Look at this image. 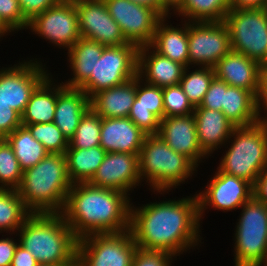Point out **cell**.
<instances>
[{"label":"cell","instance_id":"23","mask_svg":"<svg viewBox=\"0 0 267 266\" xmlns=\"http://www.w3.org/2000/svg\"><path fill=\"white\" fill-rule=\"evenodd\" d=\"M261 65L243 54L231 51L214 66L215 76L229 86L243 88L255 97L259 91Z\"/></svg>","mask_w":267,"mask_h":266},{"label":"cell","instance_id":"1","mask_svg":"<svg viewBox=\"0 0 267 266\" xmlns=\"http://www.w3.org/2000/svg\"><path fill=\"white\" fill-rule=\"evenodd\" d=\"M200 224L196 194L137 207L131 202L129 230L140 249L164 251L177 258L202 244Z\"/></svg>","mask_w":267,"mask_h":266},{"label":"cell","instance_id":"11","mask_svg":"<svg viewBox=\"0 0 267 266\" xmlns=\"http://www.w3.org/2000/svg\"><path fill=\"white\" fill-rule=\"evenodd\" d=\"M37 59H24L13 66L0 68V101L10 105L20 115L32 92L50 74L46 64Z\"/></svg>","mask_w":267,"mask_h":266},{"label":"cell","instance_id":"47","mask_svg":"<svg viewBox=\"0 0 267 266\" xmlns=\"http://www.w3.org/2000/svg\"><path fill=\"white\" fill-rule=\"evenodd\" d=\"M254 196L267 205V167L258 176L253 186Z\"/></svg>","mask_w":267,"mask_h":266},{"label":"cell","instance_id":"37","mask_svg":"<svg viewBox=\"0 0 267 266\" xmlns=\"http://www.w3.org/2000/svg\"><path fill=\"white\" fill-rule=\"evenodd\" d=\"M25 127L37 141L43 144L48 153L65 154L69 147V142L54 122L28 124Z\"/></svg>","mask_w":267,"mask_h":266},{"label":"cell","instance_id":"16","mask_svg":"<svg viewBox=\"0 0 267 266\" xmlns=\"http://www.w3.org/2000/svg\"><path fill=\"white\" fill-rule=\"evenodd\" d=\"M78 13L79 32L82 38L99 42L105 47L129 42L120 26L110 16L103 0H72Z\"/></svg>","mask_w":267,"mask_h":266},{"label":"cell","instance_id":"2","mask_svg":"<svg viewBox=\"0 0 267 266\" xmlns=\"http://www.w3.org/2000/svg\"><path fill=\"white\" fill-rule=\"evenodd\" d=\"M131 200L121 191L75 183L60 214L78 239L95 233H119L130 229Z\"/></svg>","mask_w":267,"mask_h":266},{"label":"cell","instance_id":"34","mask_svg":"<svg viewBox=\"0 0 267 266\" xmlns=\"http://www.w3.org/2000/svg\"><path fill=\"white\" fill-rule=\"evenodd\" d=\"M191 68H193L191 71L189 66L185 68L179 85L191 104L196 107L200 105L209 89L215 77V70L214 67H195V70L194 66Z\"/></svg>","mask_w":267,"mask_h":266},{"label":"cell","instance_id":"43","mask_svg":"<svg viewBox=\"0 0 267 266\" xmlns=\"http://www.w3.org/2000/svg\"><path fill=\"white\" fill-rule=\"evenodd\" d=\"M23 17L30 22L34 17L48 8L59 4L62 0H18Z\"/></svg>","mask_w":267,"mask_h":266},{"label":"cell","instance_id":"20","mask_svg":"<svg viewBox=\"0 0 267 266\" xmlns=\"http://www.w3.org/2000/svg\"><path fill=\"white\" fill-rule=\"evenodd\" d=\"M185 66L160 55L150 45L138 49L137 76L157 87L174 86L180 83Z\"/></svg>","mask_w":267,"mask_h":266},{"label":"cell","instance_id":"41","mask_svg":"<svg viewBox=\"0 0 267 266\" xmlns=\"http://www.w3.org/2000/svg\"><path fill=\"white\" fill-rule=\"evenodd\" d=\"M228 87L229 85L226 82H223L215 76L209 86V89L204 95L202 102L195 108H207L222 111L224 92Z\"/></svg>","mask_w":267,"mask_h":266},{"label":"cell","instance_id":"28","mask_svg":"<svg viewBox=\"0 0 267 266\" xmlns=\"http://www.w3.org/2000/svg\"><path fill=\"white\" fill-rule=\"evenodd\" d=\"M52 73L32 92L24 112L21 114L22 126L28 124L51 123L57 103V84Z\"/></svg>","mask_w":267,"mask_h":266},{"label":"cell","instance_id":"25","mask_svg":"<svg viewBox=\"0 0 267 266\" xmlns=\"http://www.w3.org/2000/svg\"><path fill=\"white\" fill-rule=\"evenodd\" d=\"M169 17H163L158 23L150 46L160 55L188 67V21L182 20L181 24L172 26L167 23Z\"/></svg>","mask_w":267,"mask_h":266},{"label":"cell","instance_id":"19","mask_svg":"<svg viewBox=\"0 0 267 266\" xmlns=\"http://www.w3.org/2000/svg\"><path fill=\"white\" fill-rule=\"evenodd\" d=\"M128 118L146 135H157L164 118L163 88L136 76V97Z\"/></svg>","mask_w":267,"mask_h":266},{"label":"cell","instance_id":"31","mask_svg":"<svg viewBox=\"0 0 267 266\" xmlns=\"http://www.w3.org/2000/svg\"><path fill=\"white\" fill-rule=\"evenodd\" d=\"M5 139L11 145L22 171L32 168L49 153L25 126H20Z\"/></svg>","mask_w":267,"mask_h":266},{"label":"cell","instance_id":"49","mask_svg":"<svg viewBox=\"0 0 267 266\" xmlns=\"http://www.w3.org/2000/svg\"><path fill=\"white\" fill-rule=\"evenodd\" d=\"M136 4L144 5L158 11L163 17L170 14L161 6L160 0H130Z\"/></svg>","mask_w":267,"mask_h":266},{"label":"cell","instance_id":"13","mask_svg":"<svg viewBox=\"0 0 267 266\" xmlns=\"http://www.w3.org/2000/svg\"><path fill=\"white\" fill-rule=\"evenodd\" d=\"M27 29L67 51L81 38L78 13L72 0H62L37 15L28 23Z\"/></svg>","mask_w":267,"mask_h":266},{"label":"cell","instance_id":"30","mask_svg":"<svg viewBox=\"0 0 267 266\" xmlns=\"http://www.w3.org/2000/svg\"><path fill=\"white\" fill-rule=\"evenodd\" d=\"M107 152L101 146L89 149L67 148L65 158L69 178L73 184L88 183L104 160Z\"/></svg>","mask_w":267,"mask_h":266},{"label":"cell","instance_id":"14","mask_svg":"<svg viewBox=\"0 0 267 266\" xmlns=\"http://www.w3.org/2000/svg\"><path fill=\"white\" fill-rule=\"evenodd\" d=\"M209 183V184H208ZM199 219L202 223L205 210L210 207L213 210L229 212L240 209L253 196V185L242 179L221 172L216 168L215 174L208 180L207 186L197 193ZM209 206V207H208Z\"/></svg>","mask_w":267,"mask_h":266},{"label":"cell","instance_id":"51","mask_svg":"<svg viewBox=\"0 0 267 266\" xmlns=\"http://www.w3.org/2000/svg\"><path fill=\"white\" fill-rule=\"evenodd\" d=\"M11 30L0 20V41L1 38L4 36L6 37L8 34H11Z\"/></svg>","mask_w":267,"mask_h":266},{"label":"cell","instance_id":"29","mask_svg":"<svg viewBox=\"0 0 267 266\" xmlns=\"http://www.w3.org/2000/svg\"><path fill=\"white\" fill-rule=\"evenodd\" d=\"M222 112L235 127H246L259 122L256 97L248 90L229 86L224 92Z\"/></svg>","mask_w":267,"mask_h":266},{"label":"cell","instance_id":"18","mask_svg":"<svg viewBox=\"0 0 267 266\" xmlns=\"http://www.w3.org/2000/svg\"><path fill=\"white\" fill-rule=\"evenodd\" d=\"M158 136L170 148L185 155L197 167L209 156L201 149L193 113L184 116L164 117L160 120Z\"/></svg>","mask_w":267,"mask_h":266},{"label":"cell","instance_id":"3","mask_svg":"<svg viewBox=\"0 0 267 266\" xmlns=\"http://www.w3.org/2000/svg\"><path fill=\"white\" fill-rule=\"evenodd\" d=\"M16 236L40 265L76 266L78 238L60 213H32Z\"/></svg>","mask_w":267,"mask_h":266},{"label":"cell","instance_id":"36","mask_svg":"<svg viewBox=\"0 0 267 266\" xmlns=\"http://www.w3.org/2000/svg\"><path fill=\"white\" fill-rule=\"evenodd\" d=\"M22 174L23 171L11 145L5 138H0V189L17 190Z\"/></svg>","mask_w":267,"mask_h":266},{"label":"cell","instance_id":"24","mask_svg":"<svg viewBox=\"0 0 267 266\" xmlns=\"http://www.w3.org/2000/svg\"><path fill=\"white\" fill-rule=\"evenodd\" d=\"M193 115L199 145L211 157L215 150L227 143L235 126L222 111L195 108Z\"/></svg>","mask_w":267,"mask_h":266},{"label":"cell","instance_id":"39","mask_svg":"<svg viewBox=\"0 0 267 266\" xmlns=\"http://www.w3.org/2000/svg\"><path fill=\"white\" fill-rule=\"evenodd\" d=\"M0 20L13 34L24 29L26 31L29 23L23 17L18 0H0Z\"/></svg>","mask_w":267,"mask_h":266},{"label":"cell","instance_id":"12","mask_svg":"<svg viewBox=\"0 0 267 266\" xmlns=\"http://www.w3.org/2000/svg\"><path fill=\"white\" fill-rule=\"evenodd\" d=\"M189 67H214L232 51L227 25L221 22L188 21Z\"/></svg>","mask_w":267,"mask_h":266},{"label":"cell","instance_id":"32","mask_svg":"<svg viewBox=\"0 0 267 266\" xmlns=\"http://www.w3.org/2000/svg\"><path fill=\"white\" fill-rule=\"evenodd\" d=\"M229 10V0H184L173 14L186 21L221 22Z\"/></svg>","mask_w":267,"mask_h":266},{"label":"cell","instance_id":"45","mask_svg":"<svg viewBox=\"0 0 267 266\" xmlns=\"http://www.w3.org/2000/svg\"><path fill=\"white\" fill-rule=\"evenodd\" d=\"M256 103L260 114L263 117L267 115V64L261 65L260 68L259 91L256 96ZM261 112H264V115Z\"/></svg>","mask_w":267,"mask_h":266},{"label":"cell","instance_id":"22","mask_svg":"<svg viewBox=\"0 0 267 266\" xmlns=\"http://www.w3.org/2000/svg\"><path fill=\"white\" fill-rule=\"evenodd\" d=\"M90 109V98L81 89L57 83V103L54 124L69 142L75 135L83 115Z\"/></svg>","mask_w":267,"mask_h":266},{"label":"cell","instance_id":"8","mask_svg":"<svg viewBox=\"0 0 267 266\" xmlns=\"http://www.w3.org/2000/svg\"><path fill=\"white\" fill-rule=\"evenodd\" d=\"M232 51L267 64V7L231 8L223 21Z\"/></svg>","mask_w":267,"mask_h":266},{"label":"cell","instance_id":"5","mask_svg":"<svg viewBox=\"0 0 267 266\" xmlns=\"http://www.w3.org/2000/svg\"><path fill=\"white\" fill-rule=\"evenodd\" d=\"M197 166L185 155L174 151L157 135H146L139 153L140 179L155 194H162L176 189L185 180L195 175ZM196 171V172H195ZM156 191V192H155Z\"/></svg>","mask_w":267,"mask_h":266},{"label":"cell","instance_id":"42","mask_svg":"<svg viewBox=\"0 0 267 266\" xmlns=\"http://www.w3.org/2000/svg\"><path fill=\"white\" fill-rule=\"evenodd\" d=\"M22 126L21 115L10 105L0 101V138H5Z\"/></svg>","mask_w":267,"mask_h":266},{"label":"cell","instance_id":"33","mask_svg":"<svg viewBox=\"0 0 267 266\" xmlns=\"http://www.w3.org/2000/svg\"><path fill=\"white\" fill-rule=\"evenodd\" d=\"M31 214L17 190L0 189V234H16Z\"/></svg>","mask_w":267,"mask_h":266},{"label":"cell","instance_id":"35","mask_svg":"<svg viewBox=\"0 0 267 266\" xmlns=\"http://www.w3.org/2000/svg\"><path fill=\"white\" fill-rule=\"evenodd\" d=\"M101 117L91 108L83 115L68 148L100 146Z\"/></svg>","mask_w":267,"mask_h":266},{"label":"cell","instance_id":"44","mask_svg":"<svg viewBox=\"0 0 267 266\" xmlns=\"http://www.w3.org/2000/svg\"><path fill=\"white\" fill-rule=\"evenodd\" d=\"M7 237L0 238V266H10L12 262V258L14 256L16 247L19 244V239L16 236L15 239L13 235L15 234H6ZM9 235V237H8Z\"/></svg>","mask_w":267,"mask_h":266},{"label":"cell","instance_id":"26","mask_svg":"<svg viewBox=\"0 0 267 266\" xmlns=\"http://www.w3.org/2000/svg\"><path fill=\"white\" fill-rule=\"evenodd\" d=\"M136 97V77L102 90L90 98V108L101 118L128 117Z\"/></svg>","mask_w":267,"mask_h":266},{"label":"cell","instance_id":"48","mask_svg":"<svg viewBox=\"0 0 267 266\" xmlns=\"http://www.w3.org/2000/svg\"><path fill=\"white\" fill-rule=\"evenodd\" d=\"M231 8L267 7V0H229Z\"/></svg>","mask_w":267,"mask_h":266},{"label":"cell","instance_id":"46","mask_svg":"<svg viewBox=\"0 0 267 266\" xmlns=\"http://www.w3.org/2000/svg\"><path fill=\"white\" fill-rule=\"evenodd\" d=\"M34 256L22 245L18 244L10 266H39Z\"/></svg>","mask_w":267,"mask_h":266},{"label":"cell","instance_id":"17","mask_svg":"<svg viewBox=\"0 0 267 266\" xmlns=\"http://www.w3.org/2000/svg\"><path fill=\"white\" fill-rule=\"evenodd\" d=\"M88 183L95 187L121 191L130 196V193L142 183L139 173V155L107 152Z\"/></svg>","mask_w":267,"mask_h":266},{"label":"cell","instance_id":"9","mask_svg":"<svg viewBox=\"0 0 267 266\" xmlns=\"http://www.w3.org/2000/svg\"><path fill=\"white\" fill-rule=\"evenodd\" d=\"M138 247L130 230L78 239L76 266H132Z\"/></svg>","mask_w":267,"mask_h":266},{"label":"cell","instance_id":"15","mask_svg":"<svg viewBox=\"0 0 267 266\" xmlns=\"http://www.w3.org/2000/svg\"><path fill=\"white\" fill-rule=\"evenodd\" d=\"M110 16L129 43L150 45L163 16L156 10L130 0H103Z\"/></svg>","mask_w":267,"mask_h":266},{"label":"cell","instance_id":"21","mask_svg":"<svg viewBox=\"0 0 267 266\" xmlns=\"http://www.w3.org/2000/svg\"><path fill=\"white\" fill-rule=\"evenodd\" d=\"M145 137L128 117L101 118L100 146L106 152L139 155Z\"/></svg>","mask_w":267,"mask_h":266},{"label":"cell","instance_id":"6","mask_svg":"<svg viewBox=\"0 0 267 266\" xmlns=\"http://www.w3.org/2000/svg\"><path fill=\"white\" fill-rule=\"evenodd\" d=\"M226 144L217 168L254 186L267 167V121L262 118L256 124L235 127Z\"/></svg>","mask_w":267,"mask_h":266},{"label":"cell","instance_id":"40","mask_svg":"<svg viewBox=\"0 0 267 266\" xmlns=\"http://www.w3.org/2000/svg\"><path fill=\"white\" fill-rule=\"evenodd\" d=\"M175 256L164 251L144 250L138 248L132 266H171Z\"/></svg>","mask_w":267,"mask_h":266},{"label":"cell","instance_id":"50","mask_svg":"<svg viewBox=\"0 0 267 266\" xmlns=\"http://www.w3.org/2000/svg\"><path fill=\"white\" fill-rule=\"evenodd\" d=\"M184 0H160L161 6L171 15L183 3ZM172 11V12H171Z\"/></svg>","mask_w":267,"mask_h":266},{"label":"cell","instance_id":"10","mask_svg":"<svg viewBox=\"0 0 267 266\" xmlns=\"http://www.w3.org/2000/svg\"><path fill=\"white\" fill-rule=\"evenodd\" d=\"M138 49L133 43L104 47L94 72L79 87L89 98L94 94L122 85L137 76Z\"/></svg>","mask_w":267,"mask_h":266},{"label":"cell","instance_id":"4","mask_svg":"<svg viewBox=\"0 0 267 266\" xmlns=\"http://www.w3.org/2000/svg\"><path fill=\"white\" fill-rule=\"evenodd\" d=\"M72 185L65 154L49 153L23 171L17 191L31 213H61Z\"/></svg>","mask_w":267,"mask_h":266},{"label":"cell","instance_id":"27","mask_svg":"<svg viewBox=\"0 0 267 266\" xmlns=\"http://www.w3.org/2000/svg\"><path fill=\"white\" fill-rule=\"evenodd\" d=\"M104 47L97 41L81 37L66 52L71 76L74 77L62 83L67 87L79 88L91 76V72H94V66L100 59Z\"/></svg>","mask_w":267,"mask_h":266},{"label":"cell","instance_id":"38","mask_svg":"<svg viewBox=\"0 0 267 266\" xmlns=\"http://www.w3.org/2000/svg\"><path fill=\"white\" fill-rule=\"evenodd\" d=\"M163 106L164 117L189 115L195 110L179 84L163 88Z\"/></svg>","mask_w":267,"mask_h":266},{"label":"cell","instance_id":"7","mask_svg":"<svg viewBox=\"0 0 267 266\" xmlns=\"http://www.w3.org/2000/svg\"><path fill=\"white\" fill-rule=\"evenodd\" d=\"M235 226L234 266H267V205L253 196Z\"/></svg>","mask_w":267,"mask_h":266}]
</instances>
